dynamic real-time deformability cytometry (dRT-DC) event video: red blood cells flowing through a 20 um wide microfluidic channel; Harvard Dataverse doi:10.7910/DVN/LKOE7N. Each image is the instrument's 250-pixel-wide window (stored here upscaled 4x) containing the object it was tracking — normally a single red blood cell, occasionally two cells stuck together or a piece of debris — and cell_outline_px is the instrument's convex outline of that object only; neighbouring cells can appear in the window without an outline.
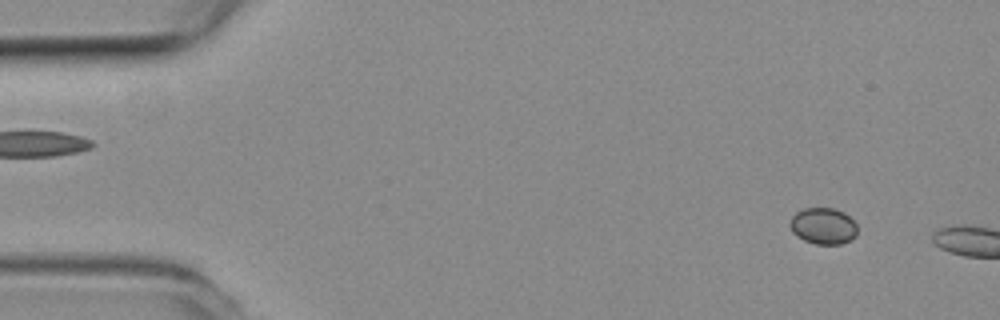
{"species": "common noctule bat (a hibernating species)", "species_latin": "Nyctalus noctula", "temperature_condition": "room temperature", "stored_images_in_passage": 8, "camera_frame_rate_fps": 3000, "um_per_image_px": 0.085, "animal": {"sex": "female", "body_mass_g": 19.3, "forearm_length_mm": 54.1}, "frame": {"image": 1, "passage_image": 5, "time_ms": 1.333, "image_size_px": [1000, 320], "cell_outline_px": [[856, 236], [840, 244], [816, 244], [804, 240], [796, 236], [792, 232], [788, 224], [792, 216], [796, 212], [804, 208], [832, 208], [844, 212], [856, 224]], "centroid_in_image_um": [69.93, 19.2], "position_along_channel_um": 15.1, "area_um2": 14.28}}